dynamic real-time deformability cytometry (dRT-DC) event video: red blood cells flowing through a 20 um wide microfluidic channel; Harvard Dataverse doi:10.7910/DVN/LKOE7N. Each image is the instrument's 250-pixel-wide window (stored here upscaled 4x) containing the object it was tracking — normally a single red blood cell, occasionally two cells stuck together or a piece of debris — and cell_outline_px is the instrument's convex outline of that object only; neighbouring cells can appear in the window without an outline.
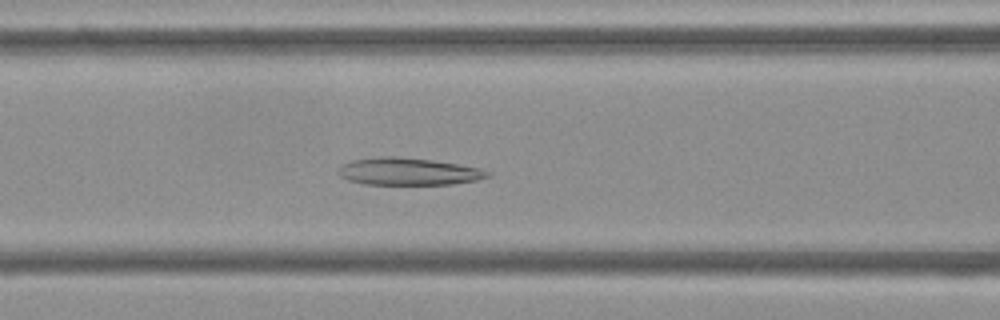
{"species": "Egyptian fruit bat (a non-hibernating species)", "species_latin": "Rousettus aegyptiacus", "temperature_condition": "cold", "stored_images_in_passage": 53, "camera_frame_rate_fps": 3000, "um_per_image_px": 0.085, "frame": {"image": 1, "passage_image": 21, "time_ms": 6.667, "image_size_px": [1000, 320], "cell_outline_px": [[492, 176], [476, 180], [452, 184], [364, 184], [348, 180], [340, 176], [336, 172], [344, 164], [352, 160], [384, 156], [392, 156], [432, 160], [480, 168], [492, 172]], "centroid_in_image_um": [34.73, 14.58], "position_along_channel_um": 131.9, "area_um2": 23.58}}
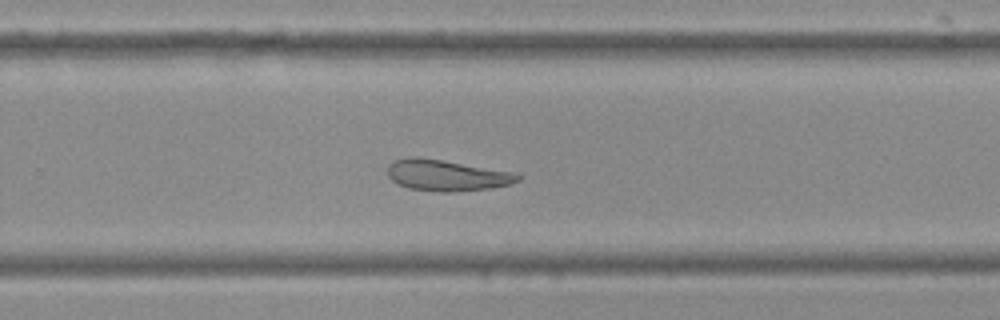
{"frame": {"image": 2, "passage_image": 34, "time_ms": 11.0, "image_size_px": [1000, 320], "cell_outline_px": [[524, 176], [520, 180], [512, 184], [492, 188], [452, 192], [440, 192], [408, 188], [392, 180], [388, 176], [388, 164], [396, 160], [408, 156], [416, 156], [516, 172]], "centroid_in_image_um": [38.02, 14.9], "position_along_channel_um": 291.8, "area_um2": 23.81}}
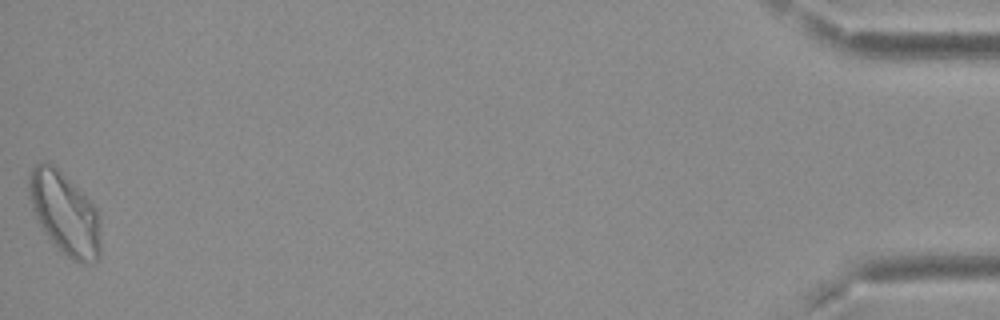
{"frame": {"image": 3, "passage_image": 53, "time_ms": 17.333, "image_size_px": [1000, 320], "cell_outline_px": [[100, 256], [96, 264], [80, 264], [72, 260], [44, 232], [36, 220], [28, 196], [28, 176], [32, 168], [36, 164], [44, 160], [52, 164], [96, 208], [100, 216]], "centroid_in_image_um": [5.5, 18.17], "position_along_channel_um": 429.7, "area_um2": 34.28}}